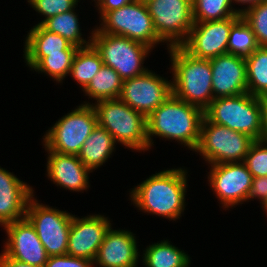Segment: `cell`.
<instances>
[{
  "instance_id": "6da1fadb",
  "label": "cell",
  "mask_w": 267,
  "mask_h": 267,
  "mask_svg": "<svg viewBox=\"0 0 267 267\" xmlns=\"http://www.w3.org/2000/svg\"><path fill=\"white\" fill-rule=\"evenodd\" d=\"M187 173L185 167L155 172L129 191V200L147 215L162 216L176 222L186 206Z\"/></svg>"
},
{
  "instance_id": "7a4b0ae2",
  "label": "cell",
  "mask_w": 267,
  "mask_h": 267,
  "mask_svg": "<svg viewBox=\"0 0 267 267\" xmlns=\"http://www.w3.org/2000/svg\"><path fill=\"white\" fill-rule=\"evenodd\" d=\"M204 111L171 94L147 117L148 151L154 139L175 140L188 150L197 149L200 142L201 123Z\"/></svg>"
},
{
  "instance_id": "3957f363",
  "label": "cell",
  "mask_w": 267,
  "mask_h": 267,
  "mask_svg": "<svg viewBox=\"0 0 267 267\" xmlns=\"http://www.w3.org/2000/svg\"><path fill=\"white\" fill-rule=\"evenodd\" d=\"M171 67L172 94L203 111L213 101L210 59L197 58L182 46L167 48Z\"/></svg>"
},
{
  "instance_id": "277c9868",
  "label": "cell",
  "mask_w": 267,
  "mask_h": 267,
  "mask_svg": "<svg viewBox=\"0 0 267 267\" xmlns=\"http://www.w3.org/2000/svg\"><path fill=\"white\" fill-rule=\"evenodd\" d=\"M98 125L112 135L116 144L135 152L148 151L147 117L135 111L119 98L91 103Z\"/></svg>"
},
{
  "instance_id": "5b68a950",
  "label": "cell",
  "mask_w": 267,
  "mask_h": 267,
  "mask_svg": "<svg viewBox=\"0 0 267 267\" xmlns=\"http://www.w3.org/2000/svg\"><path fill=\"white\" fill-rule=\"evenodd\" d=\"M204 117L215 124L263 140L262 111L259 97L250 93L214 98Z\"/></svg>"
},
{
  "instance_id": "8992f818",
  "label": "cell",
  "mask_w": 267,
  "mask_h": 267,
  "mask_svg": "<svg viewBox=\"0 0 267 267\" xmlns=\"http://www.w3.org/2000/svg\"><path fill=\"white\" fill-rule=\"evenodd\" d=\"M89 33L104 65L113 68L123 80L149 70L143 64L152 48L124 36L101 33L96 27Z\"/></svg>"
},
{
  "instance_id": "52a82bcc",
  "label": "cell",
  "mask_w": 267,
  "mask_h": 267,
  "mask_svg": "<svg viewBox=\"0 0 267 267\" xmlns=\"http://www.w3.org/2000/svg\"><path fill=\"white\" fill-rule=\"evenodd\" d=\"M98 125L95 109L91 104H79L49 128L42 137L44 149L78 155L84 142Z\"/></svg>"
},
{
  "instance_id": "ba28073f",
  "label": "cell",
  "mask_w": 267,
  "mask_h": 267,
  "mask_svg": "<svg viewBox=\"0 0 267 267\" xmlns=\"http://www.w3.org/2000/svg\"><path fill=\"white\" fill-rule=\"evenodd\" d=\"M255 140L241 132L202 119L200 142L195 150L209 165L243 162Z\"/></svg>"
},
{
  "instance_id": "9c48e42d",
  "label": "cell",
  "mask_w": 267,
  "mask_h": 267,
  "mask_svg": "<svg viewBox=\"0 0 267 267\" xmlns=\"http://www.w3.org/2000/svg\"><path fill=\"white\" fill-rule=\"evenodd\" d=\"M95 27L101 33L124 36L150 48L163 43L154 27L144 0H133L130 4L107 12Z\"/></svg>"
},
{
  "instance_id": "30bf717a",
  "label": "cell",
  "mask_w": 267,
  "mask_h": 267,
  "mask_svg": "<svg viewBox=\"0 0 267 267\" xmlns=\"http://www.w3.org/2000/svg\"><path fill=\"white\" fill-rule=\"evenodd\" d=\"M34 196L28 201L26 218L34 226L48 256L65 255L73 214L40 203Z\"/></svg>"
},
{
  "instance_id": "8fae6325",
  "label": "cell",
  "mask_w": 267,
  "mask_h": 267,
  "mask_svg": "<svg viewBox=\"0 0 267 267\" xmlns=\"http://www.w3.org/2000/svg\"><path fill=\"white\" fill-rule=\"evenodd\" d=\"M153 27L168 48L182 46L194 25L192 0H145Z\"/></svg>"
},
{
  "instance_id": "7c38bea8",
  "label": "cell",
  "mask_w": 267,
  "mask_h": 267,
  "mask_svg": "<svg viewBox=\"0 0 267 267\" xmlns=\"http://www.w3.org/2000/svg\"><path fill=\"white\" fill-rule=\"evenodd\" d=\"M209 168L208 185L225 211L246 202L253 176L244 162L214 164Z\"/></svg>"
},
{
  "instance_id": "4fadbf2b",
  "label": "cell",
  "mask_w": 267,
  "mask_h": 267,
  "mask_svg": "<svg viewBox=\"0 0 267 267\" xmlns=\"http://www.w3.org/2000/svg\"><path fill=\"white\" fill-rule=\"evenodd\" d=\"M171 94V80L148 70L140 76L123 80L119 99L148 117Z\"/></svg>"
},
{
  "instance_id": "5bb4252c",
  "label": "cell",
  "mask_w": 267,
  "mask_h": 267,
  "mask_svg": "<svg viewBox=\"0 0 267 267\" xmlns=\"http://www.w3.org/2000/svg\"><path fill=\"white\" fill-rule=\"evenodd\" d=\"M240 17L233 16L216 21L194 22L188 39L182 47L192 56L203 59L227 54L231 27Z\"/></svg>"
},
{
  "instance_id": "9a60e30c",
  "label": "cell",
  "mask_w": 267,
  "mask_h": 267,
  "mask_svg": "<svg viewBox=\"0 0 267 267\" xmlns=\"http://www.w3.org/2000/svg\"><path fill=\"white\" fill-rule=\"evenodd\" d=\"M3 229L7 236L2 249L5 255L30 265L45 267L49 256L27 218L8 223Z\"/></svg>"
},
{
  "instance_id": "2e32d148",
  "label": "cell",
  "mask_w": 267,
  "mask_h": 267,
  "mask_svg": "<svg viewBox=\"0 0 267 267\" xmlns=\"http://www.w3.org/2000/svg\"><path fill=\"white\" fill-rule=\"evenodd\" d=\"M76 216L72 217L66 254L94 261L112 221L101 214Z\"/></svg>"
},
{
  "instance_id": "e0dca14e",
  "label": "cell",
  "mask_w": 267,
  "mask_h": 267,
  "mask_svg": "<svg viewBox=\"0 0 267 267\" xmlns=\"http://www.w3.org/2000/svg\"><path fill=\"white\" fill-rule=\"evenodd\" d=\"M136 234L127 229L107 230L93 263L99 267H138L140 251Z\"/></svg>"
},
{
  "instance_id": "ac0fdd59",
  "label": "cell",
  "mask_w": 267,
  "mask_h": 267,
  "mask_svg": "<svg viewBox=\"0 0 267 267\" xmlns=\"http://www.w3.org/2000/svg\"><path fill=\"white\" fill-rule=\"evenodd\" d=\"M213 99L247 93L245 57L223 54L210 59Z\"/></svg>"
},
{
  "instance_id": "d6986e66",
  "label": "cell",
  "mask_w": 267,
  "mask_h": 267,
  "mask_svg": "<svg viewBox=\"0 0 267 267\" xmlns=\"http://www.w3.org/2000/svg\"><path fill=\"white\" fill-rule=\"evenodd\" d=\"M47 152L46 177L57 187L72 192H84L90 187L91 171L80 161L77 155L61 154L45 149Z\"/></svg>"
},
{
  "instance_id": "ffe728a7",
  "label": "cell",
  "mask_w": 267,
  "mask_h": 267,
  "mask_svg": "<svg viewBox=\"0 0 267 267\" xmlns=\"http://www.w3.org/2000/svg\"><path fill=\"white\" fill-rule=\"evenodd\" d=\"M34 193L32 186L0 166V226L26 218Z\"/></svg>"
},
{
  "instance_id": "44dd1931",
  "label": "cell",
  "mask_w": 267,
  "mask_h": 267,
  "mask_svg": "<svg viewBox=\"0 0 267 267\" xmlns=\"http://www.w3.org/2000/svg\"><path fill=\"white\" fill-rule=\"evenodd\" d=\"M24 54L26 66L33 68L43 57L49 54L61 53V51H77L73 45L61 35L46 30L41 24L31 27L24 42Z\"/></svg>"
},
{
  "instance_id": "7402d4cb",
  "label": "cell",
  "mask_w": 267,
  "mask_h": 267,
  "mask_svg": "<svg viewBox=\"0 0 267 267\" xmlns=\"http://www.w3.org/2000/svg\"><path fill=\"white\" fill-rule=\"evenodd\" d=\"M116 142L106 129L99 125L84 142L79 154L80 161L91 171L103 166L116 150Z\"/></svg>"
},
{
  "instance_id": "603a6c76",
  "label": "cell",
  "mask_w": 267,
  "mask_h": 267,
  "mask_svg": "<svg viewBox=\"0 0 267 267\" xmlns=\"http://www.w3.org/2000/svg\"><path fill=\"white\" fill-rule=\"evenodd\" d=\"M186 253L164 239L143 249L142 263L145 267H189L191 257Z\"/></svg>"
},
{
  "instance_id": "cb8c5ba5",
  "label": "cell",
  "mask_w": 267,
  "mask_h": 267,
  "mask_svg": "<svg viewBox=\"0 0 267 267\" xmlns=\"http://www.w3.org/2000/svg\"><path fill=\"white\" fill-rule=\"evenodd\" d=\"M122 86L120 75L113 68L103 65L82 91L88 99L97 102L119 98Z\"/></svg>"
},
{
  "instance_id": "d4e9b609",
  "label": "cell",
  "mask_w": 267,
  "mask_h": 267,
  "mask_svg": "<svg viewBox=\"0 0 267 267\" xmlns=\"http://www.w3.org/2000/svg\"><path fill=\"white\" fill-rule=\"evenodd\" d=\"M75 11L76 9H72L71 11L52 16L41 25L46 30L61 35L78 48L86 47L91 44L92 36H88L87 40L86 38L84 39L80 22H78L79 14Z\"/></svg>"
},
{
  "instance_id": "484cf974",
  "label": "cell",
  "mask_w": 267,
  "mask_h": 267,
  "mask_svg": "<svg viewBox=\"0 0 267 267\" xmlns=\"http://www.w3.org/2000/svg\"><path fill=\"white\" fill-rule=\"evenodd\" d=\"M103 65L104 63L100 54L90 44L77 49L72 60L69 75H71L73 80L83 90Z\"/></svg>"
},
{
  "instance_id": "4316f807",
  "label": "cell",
  "mask_w": 267,
  "mask_h": 267,
  "mask_svg": "<svg viewBox=\"0 0 267 267\" xmlns=\"http://www.w3.org/2000/svg\"><path fill=\"white\" fill-rule=\"evenodd\" d=\"M245 60L247 92L257 97L267 94V47H258Z\"/></svg>"
},
{
  "instance_id": "83f0119b",
  "label": "cell",
  "mask_w": 267,
  "mask_h": 267,
  "mask_svg": "<svg viewBox=\"0 0 267 267\" xmlns=\"http://www.w3.org/2000/svg\"><path fill=\"white\" fill-rule=\"evenodd\" d=\"M232 0H192L193 21L208 22L241 16Z\"/></svg>"
},
{
  "instance_id": "f1b7e54d",
  "label": "cell",
  "mask_w": 267,
  "mask_h": 267,
  "mask_svg": "<svg viewBox=\"0 0 267 267\" xmlns=\"http://www.w3.org/2000/svg\"><path fill=\"white\" fill-rule=\"evenodd\" d=\"M258 47L253 31L241 16L231 27L227 46L228 53L247 57Z\"/></svg>"
},
{
  "instance_id": "f546056e",
  "label": "cell",
  "mask_w": 267,
  "mask_h": 267,
  "mask_svg": "<svg viewBox=\"0 0 267 267\" xmlns=\"http://www.w3.org/2000/svg\"><path fill=\"white\" fill-rule=\"evenodd\" d=\"M75 53L76 51H61V53L49 54L30 70L38 74L44 73L57 83H63L65 77L69 76Z\"/></svg>"
},
{
  "instance_id": "4dcf8cb0",
  "label": "cell",
  "mask_w": 267,
  "mask_h": 267,
  "mask_svg": "<svg viewBox=\"0 0 267 267\" xmlns=\"http://www.w3.org/2000/svg\"><path fill=\"white\" fill-rule=\"evenodd\" d=\"M241 16L253 31L259 47H267V0L246 8Z\"/></svg>"
},
{
  "instance_id": "1f68e13d",
  "label": "cell",
  "mask_w": 267,
  "mask_h": 267,
  "mask_svg": "<svg viewBox=\"0 0 267 267\" xmlns=\"http://www.w3.org/2000/svg\"><path fill=\"white\" fill-rule=\"evenodd\" d=\"M243 162L253 177L267 176V141L255 140Z\"/></svg>"
},
{
  "instance_id": "d6a6232c",
  "label": "cell",
  "mask_w": 267,
  "mask_h": 267,
  "mask_svg": "<svg viewBox=\"0 0 267 267\" xmlns=\"http://www.w3.org/2000/svg\"><path fill=\"white\" fill-rule=\"evenodd\" d=\"M27 2L33 10L43 18L45 17L38 22L39 25L52 16L75 9L78 7L80 0H27Z\"/></svg>"
},
{
  "instance_id": "836d02e7",
  "label": "cell",
  "mask_w": 267,
  "mask_h": 267,
  "mask_svg": "<svg viewBox=\"0 0 267 267\" xmlns=\"http://www.w3.org/2000/svg\"><path fill=\"white\" fill-rule=\"evenodd\" d=\"M45 267H96L93 261L71 255L49 256Z\"/></svg>"
},
{
  "instance_id": "e575fe53",
  "label": "cell",
  "mask_w": 267,
  "mask_h": 267,
  "mask_svg": "<svg viewBox=\"0 0 267 267\" xmlns=\"http://www.w3.org/2000/svg\"><path fill=\"white\" fill-rule=\"evenodd\" d=\"M254 199L260 201L262 210L267 207V176L253 177L246 201L250 202L251 200L254 201Z\"/></svg>"
},
{
  "instance_id": "d590c367",
  "label": "cell",
  "mask_w": 267,
  "mask_h": 267,
  "mask_svg": "<svg viewBox=\"0 0 267 267\" xmlns=\"http://www.w3.org/2000/svg\"><path fill=\"white\" fill-rule=\"evenodd\" d=\"M95 8H98L99 20L107 13L122 6L130 4L133 0H93Z\"/></svg>"
},
{
  "instance_id": "8d00e7d4",
  "label": "cell",
  "mask_w": 267,
  "mask_h": 267,
  "mask_svg": "<svg viewBox=\"0 0 267 267\" xmlns=\"http://www.w3.org/2000/svg\"><path fill=\"white\" fill-rule=\"evenodd\" d=\"M0 267H37L28 263L9 258L3 252L0 253Z\"/></svg>"
},
{
  "instance_id": "74e56055",
  "label": "cell",
  "mask_w": 267,
  "mask_h": 267,
  "mask_svg": "<svg viewBox=\"0 0 267 267\" xmlns=\"http://www.w3.org/2000/svg\"><path fill=\"white\" fill-rule=\"evenodd\" d=\"M262 111L263 140L267 141V94L259 97Z\"/></svg>"
},
{
  "instance_id": "f35d334b",
  "label": "cell",
  "mask_w": 267,
  "mask_h": 267,
  "mask_svg": "<svg viewBox=\"0 0 267 267\" xmlns=\"http://www.w3.org/2000/svg\"><path fill=\"white\" fill-rule=\"evenodd\" d=\"M233 1V3H234V5H235V3H236V5L237 4H239L238 6H242V5H244L243 7H241L242 9H241V12L243 11V10H245L246 8H248V7H250V6H252V5H255L256 3H258V2H261L262 0H232ZM247 6V7H246Z\"/></svg>"
},
{
  "instance_id": "ab89813d",
  "label": "cell",
  "mask_w": 267,
  "mask_h": 267,
  "mask_svg": "<svg viewBox=\"0 0 267 267\" xmlns=\"http://www.w3.org/2000/svg\"><path fill=\"white\" fill-rule=\"evenodd\" d=\"M263 211H265V214H266V216H267V207H266Z\"/></svg>"
}]
</instances>
